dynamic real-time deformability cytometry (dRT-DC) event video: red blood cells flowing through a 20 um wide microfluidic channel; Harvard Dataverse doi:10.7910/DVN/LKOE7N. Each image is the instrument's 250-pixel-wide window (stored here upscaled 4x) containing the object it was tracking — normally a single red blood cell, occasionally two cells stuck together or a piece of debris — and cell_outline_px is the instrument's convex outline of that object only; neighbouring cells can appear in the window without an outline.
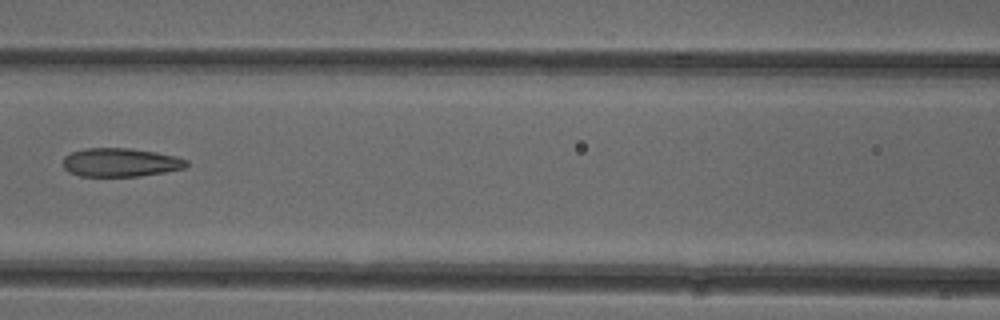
{"species": "common noctule bat (a hibernating species)", "species_latin": "Nyctalus noctula", "temperature_condition": "cold", "stored_images_in_passage": 5, "camera_frame_rate_fps": 3000, "um_per_image_px": 0.085, "animal": {"sex": "female"}, "frame": {"image": 1, "passage_image": 5, "time_ms": 5.667, "image_size_px": [1000, 320], "cell_outline_px": [[188, 164], [184, 168], [164, 172], [140, 176], [80, 176], [68, 172], [64, 168], [64, 156], [72, 152], [84, 148], [128, 148], [156, 152], [176, 156], [188, 160]], "centroid_in_image_um": [10.24, 13.8], "position_along_channel_um": 156.4, "area_um2": 20.58}}